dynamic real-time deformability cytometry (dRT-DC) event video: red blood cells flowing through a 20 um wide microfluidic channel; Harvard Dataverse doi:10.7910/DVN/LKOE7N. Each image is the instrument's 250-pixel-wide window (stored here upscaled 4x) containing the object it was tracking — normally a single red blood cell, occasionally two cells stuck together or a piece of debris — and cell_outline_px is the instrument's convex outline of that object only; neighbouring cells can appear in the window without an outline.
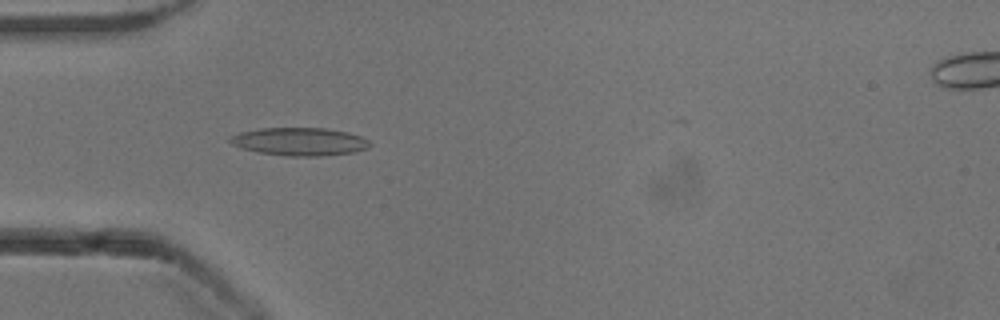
{"species": "common noctule bat (a hibernating species)", "species_latin": "Nyctalus noctula", "temperature_condition": "cold", "stored_images_in_passage": 33, "camera_frame_rate_fps": 3000, "um_per_image_px": 0.085, "animal": {"sex": "male", "body_mass_g": 13.3}, "frame": {"image": 1, "passage_image": 3, "time_ms": 0.667, "image_size_px": [1000, 320], "cell_outline_px": [[372, 144], [368, 148], [356, 152], [320, 156], [284, 156], [260, 152], [240, 148], [232, 144], [228, 140], [232, 136], [240, 132], [260, 128], [324, 128], [348, 132], [360, 136], [368, 140]], "centroid_in_image_um": [25.48, 12.04], "position_along_channel_um": 59.5, "area_um2": 22.83}}
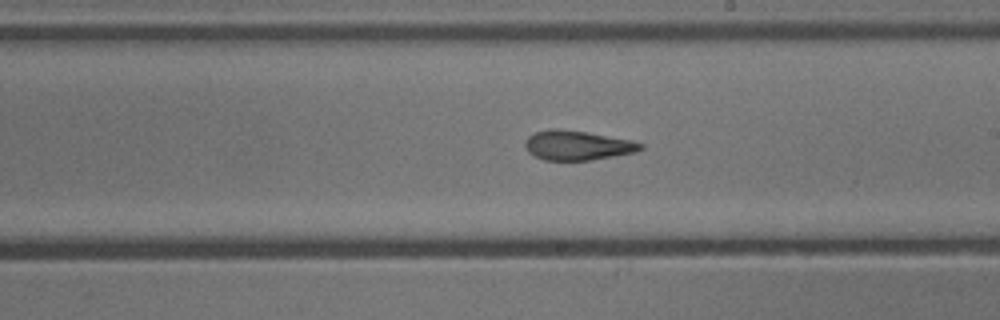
{"frame": {"image": 2, "passage_image": 17, "time_ms": 5.333, "image_size_px": [1000, 320], "cell_outline_px": [[644, 148], [636, 152], [588, 160], [544, 160], [528, 152], [524, 144], [524, 140], [528, 136], [536, 132], [548, 128], [556, 128], [584, 132], [632, 140], [644, 144]], "centroid_in_image_um": [49.06, 12.35], "position_along_channel_um": 239.9, "area_um2": 19.77}}
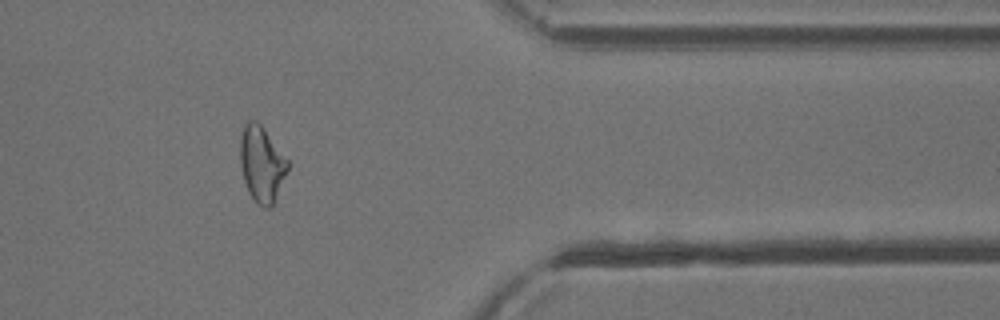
{"frame": {"image": 3, "passage_image": 30, "time_ms": 9.667, "image_size_px": [1000, 320], "cell_outline_px": [[288, 168], [272, 204], [268, 208], [264, 208], [256, 204], [248, 192], [244, 180], [240, 164], [240, 136], [244, 124], [248, 120], [256, 120], [264, 128], [288, 160]], "centroid_in_image_um": [22.21, 13.92], "position_along_channel_um": 389.2, "area_um2": 20.81}}